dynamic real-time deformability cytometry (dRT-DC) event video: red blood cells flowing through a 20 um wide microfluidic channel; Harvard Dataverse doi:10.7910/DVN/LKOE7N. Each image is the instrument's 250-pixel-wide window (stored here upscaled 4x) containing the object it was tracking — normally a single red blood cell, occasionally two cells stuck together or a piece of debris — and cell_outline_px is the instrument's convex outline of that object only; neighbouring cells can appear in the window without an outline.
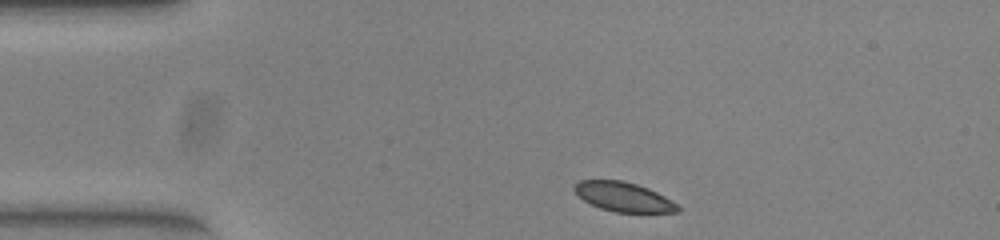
{"species": "common noctule bat (a hibernating species)", "species_latin": "Nyctalus noctula", "temperature_condition": "warm", "stored_images_in_passage": 43, "camera_frame_rate_fps": 3000, "um_per_image_px": 0.085, "animal": {"sex": "female", "body_mass_g": 23.0, "forearm_length_mm": 53.4}, "frame": {"image": 1, "passage_image": 1, "time_ms": 0.0, "image_size_px": [1000, 240], "cell_outline_px": [[680, 212], [616, 212], [600, 208], [584, 200], [572, 188], [580, 180], [620, 180], [636, 184], [648, 188], [664, 196], [676, 204], [680, 208]], "centroid_in_image_um": [53.0, 16.73], "position_along_channel_um": 32.0, "area_um2": 17.4}}
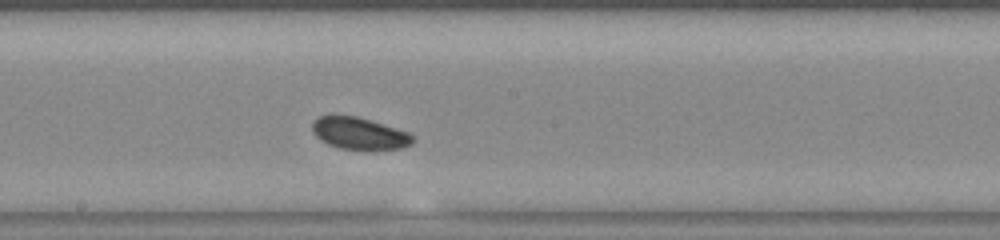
{"frame": {"image": 2, "passage_image": 19, "time_ms": 6.0, "image_size_px": [1000, 240], "cell_outline_px": [[416, 140], [412, 144], [400, 148], [372, 152], [340, 148], [328, 144], [320, 140], [312, 132], [312, 124], [320, 116], [356, 116], [396, 128], [408, 132]], "centroid_in_image_um": [30.58, 11.39], "position_along_channel_um": 217.6, "area_um2": 19.02}}
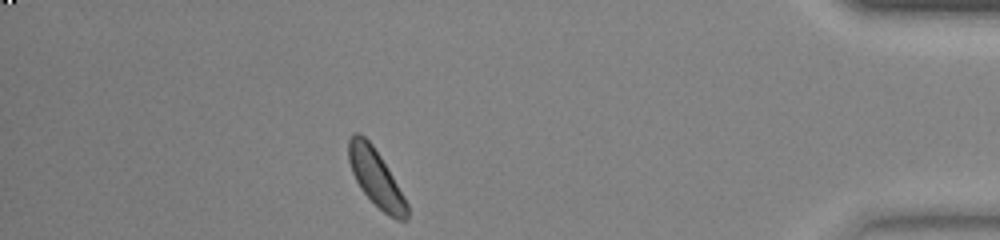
{"frame": {"image": 3, "passage_image": 37, "time_ms": 12.0, "image_size_px": [1000, 240], "cell_outline_px": [[408, 220], [396, 220], [388, 216], [360, 188], [352, 172], [348, 160], [348, 140], [352, 132], [360, 132], [372, 144], [380, 156], [404, 196], [408, 204]], "centroid_in_image_um": [31.94, 15.09], "position_along_channel_um": 403.3, "area_um2": 19.25}}